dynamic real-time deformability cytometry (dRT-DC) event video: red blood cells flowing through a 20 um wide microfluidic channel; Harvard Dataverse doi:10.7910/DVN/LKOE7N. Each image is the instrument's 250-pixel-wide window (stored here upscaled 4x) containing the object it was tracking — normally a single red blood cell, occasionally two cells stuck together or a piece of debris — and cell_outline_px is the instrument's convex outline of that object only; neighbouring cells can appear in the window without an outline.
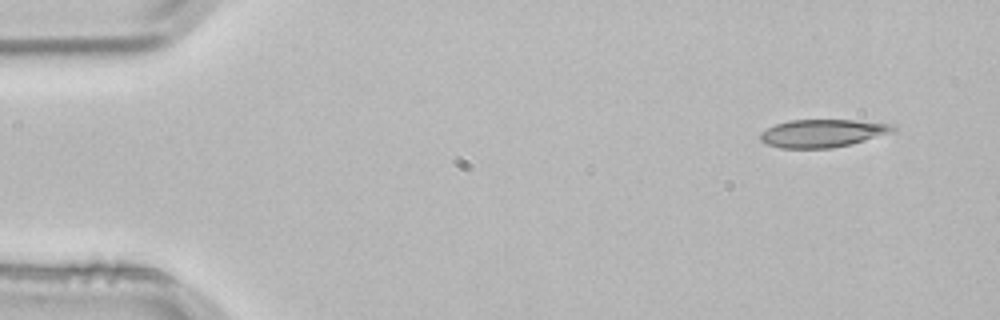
{"species": "common noctule bat (a hibernating species)", "species_latin": "Nyctalus noctula", "temperature_condition": "room temperature", "stored_images_in_passage": 2, "camera_frame_rate_fps": 3000, "um_per_image_px": 0.085, "animal": {"sex": "male", "body_mass_g": 21.5, "forearm_length_mm": 52.0}, "frame": {"image": 1, "passage_image": 1, "time_ms": 0.0, "image_size_px": [1000, 320], "cell_outline_px": [[896, 128], [888, 132], [852, 144], [832, 148], [780, 148], [768, 144], [760, 140], [760, 132], [776, 124], [788, 120], [852, 120], [896, 124]], "centroid_in_image_um": [69.87, 11.32], "position_along_channel_um": 15.1, "area_um2": 21.33}}